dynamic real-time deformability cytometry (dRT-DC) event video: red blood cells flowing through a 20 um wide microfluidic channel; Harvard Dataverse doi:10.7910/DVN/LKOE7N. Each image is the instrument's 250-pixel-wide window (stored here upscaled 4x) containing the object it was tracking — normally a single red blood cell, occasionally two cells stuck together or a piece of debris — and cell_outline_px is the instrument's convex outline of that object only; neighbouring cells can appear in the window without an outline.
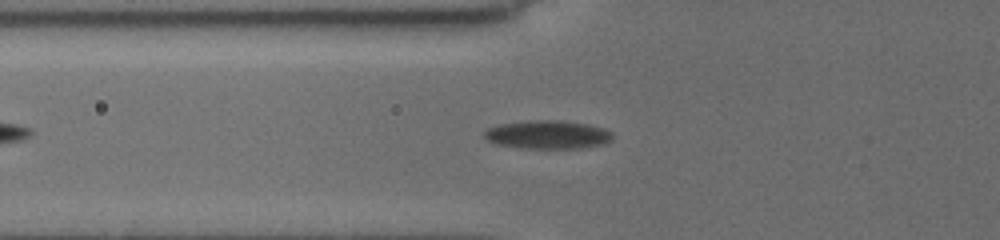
{"species": "common noctule bat (a hibernating species)", "species_latin": "Nyctalus noctula", "temperature_condition": "cold", "stored_images_in_passage": 41, "camera_frame_rate_fps": 3000, "um_per_image_px": 0.085, "animal": {"sex": "female", "body_mass_g": 19.5, "forearm_length_mm": 54.1}, "frame": {"image": 1, "passage_image": 8, "time_ms": 2.333, "image_size_px": [1000, 240], "cell_outline_px": [[612, 140], [604, 144], [580, 148], [520, 148], [496, 144], [488, 140], [484, 136], [484, 132], [488, 128], [500, 124], [528, 120], [560, 120], [588, 124], [604, 128], [612, 132]], "centroid_in_image_um": [46.56, 11.44], "position_along_channel_um": 79.2, "area_um2": 21.33}}
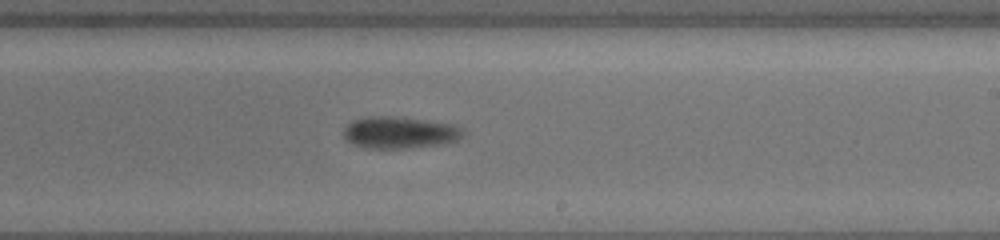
{"frame": {"image": 2, "passage_image": 22, "time_ms": 7.0, "image_size_px": [1000, 240], "cell_outline_px": [[464, 132], [456, 140], [448, 144], [408, 148], [364, 148], [352, 144], [344, 136], [344, 128], [352, 120], [368, 116], [392, 116], [424, 120], [452, 124], [460, 128]], "centroid_in_image_um": [33.94, 11.27], "position_along_channel_um": 255.1, "area_um2": 22.14}}
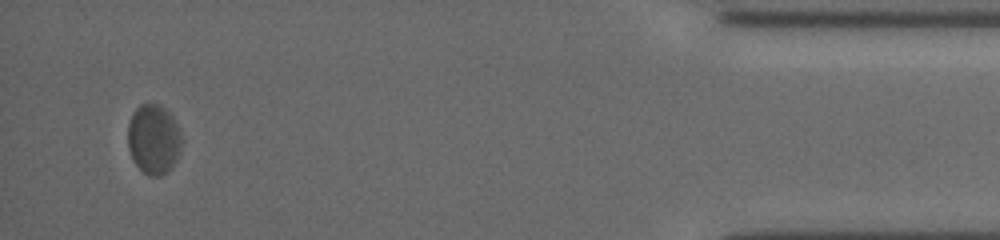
{"frame": {"image": 3, "passage_image": 40, "time_ms": 13.0, "image_size_px": [1000, 240], "cell_outline_px": [[180, 152], [172, 168], [160, 176], [148, 176], [136, 164], [128, 148], [128, 124], [132, 112], [140, 104], [160, 104], [172, 116], [176, 124], [180, 136]], "centroid_in_image_um": [13.04, 11.83], "position_along_channel_um": 422.2, "area_um2": 21.73}}